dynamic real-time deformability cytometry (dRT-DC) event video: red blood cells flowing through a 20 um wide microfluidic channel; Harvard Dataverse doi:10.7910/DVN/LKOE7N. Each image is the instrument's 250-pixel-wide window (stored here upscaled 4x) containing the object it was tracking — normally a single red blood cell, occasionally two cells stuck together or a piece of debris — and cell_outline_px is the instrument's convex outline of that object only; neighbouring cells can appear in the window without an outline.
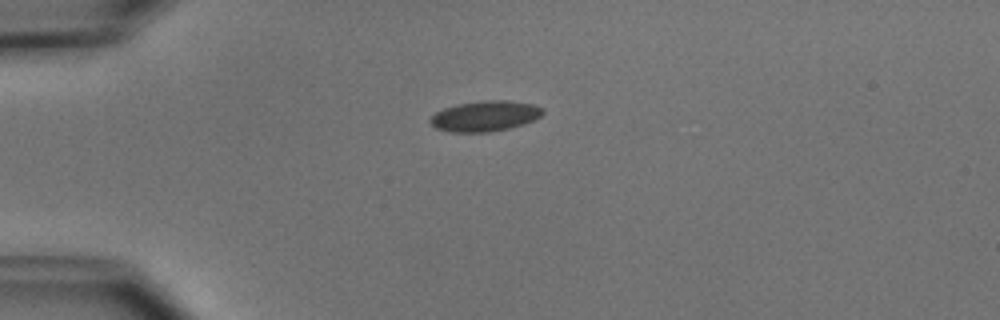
{"species": "common noctule bat (a hibernating species)", "species_latin": "Nyctalus noctula", "temperature_condition": "cold", "stored_images_in_passage": 6, "camera_frame_rate_fps": 3000, "um_per_image_px": 0.085, "animal": {"sex": "male", "body_mass_g": 15.6}, "frame": {"image": 1, "passage_image": 1, "time_ms": 0.0, "image_size_px": [1000, 320], "cell_outline_px": [[544, 112], [540, 116], [524, 124], [508, 128], [488, 132], [452, 132], [436, 128], [428, 120], [436, 112], [444, 108], [456, 104], [484, 100], [504, 100], [536, 104], [544, 108]], "centroid_in_image_um": [41.24, 9.85], "position_along_channel_um": 43.8, "area_um2": 20.0}}
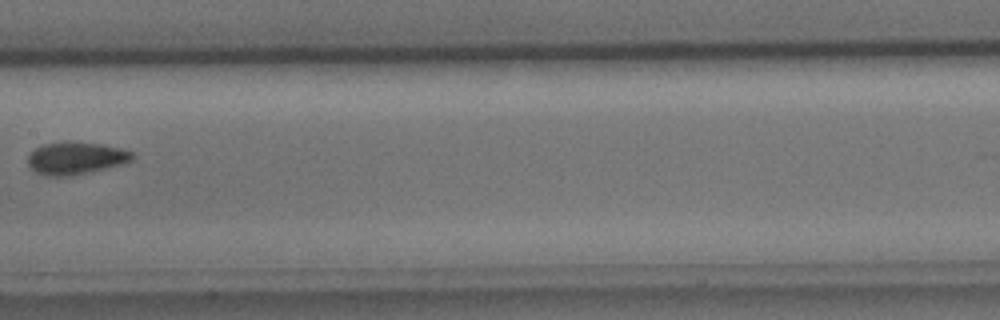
{"frame": {"image": 2, "passage_image": 5, "time_ms": 4.667, "image_size_px": [1000, 320], "cell_outline_px": [[132, 160], [120, 164], [92, 172], [68, 176], [48, 176], [36, 172], [28, 164], [28, 156], [36, 148], [44, 144], [68, 140], [100, 144], [120, 148], [132, 152]], "centroid_in_image_um": [6.42, 13.43], "position_along_channel_um": 201.0, "area_um2": 19.65}}
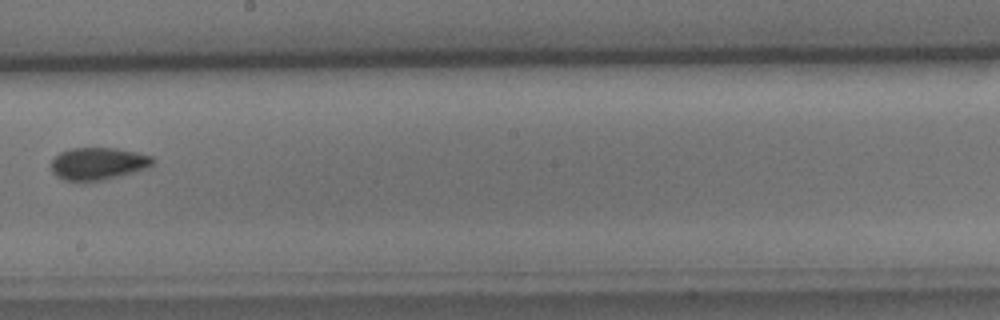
{"frame": {"image": 3, "passage_image": 6, "time_ms": 5.667, "image_size_px": [1000, 320], "cell_outline_px": [[156, 160], [148, 168], [120, 176], [100, 180], [64, 180], [56, 176], [52, 172], [52, 160], [60, 152], [72, 148], [116, 148], [136, 152], [152, 156]], "centroid_in_image_um": [8.36, 13.9], "position_along_channel_um": 239.8, "area_um2": 19.02}}